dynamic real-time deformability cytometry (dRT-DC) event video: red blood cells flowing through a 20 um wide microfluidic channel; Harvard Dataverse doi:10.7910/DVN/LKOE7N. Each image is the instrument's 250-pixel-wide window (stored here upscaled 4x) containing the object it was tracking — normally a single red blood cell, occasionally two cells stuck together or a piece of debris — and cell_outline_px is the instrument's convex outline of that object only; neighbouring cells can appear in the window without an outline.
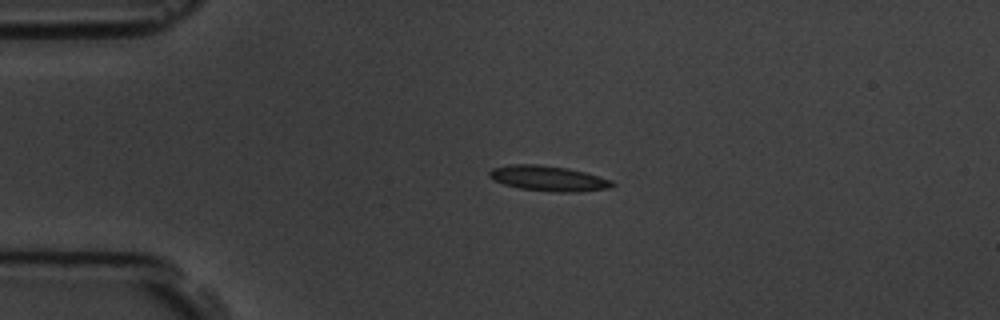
{"species": "common noctule bat (a hibernating species)", "species_latin": "Nyctalus noctula", "temperature_condition": "room temperature", "stored_images_in_passage": 45, "camera_frame_rate_fps": 3000, "um_per_image_px": 0.085, "animal": {"sex": "male", "body_mass_g": 19.5, "forearm_length_mm": 54.6}, "frame": {"image": 1, "passage_image": 1, "time_ms": 0.0, "image_size_px": [1000, 320], "cell_outline_px": [[616, 184], [612, 188], [576, 192], [552, 192], [520, 188], [504, 184], [488, 176], [488, 172], [492, 168], [508, 164], [536, 164], [568, 168], [584, 172], [612, 180]], "centroid_in_image_um": [46.63, 15.16], "position_along_channel_um": 38.4, "area_um2": 18.15}}
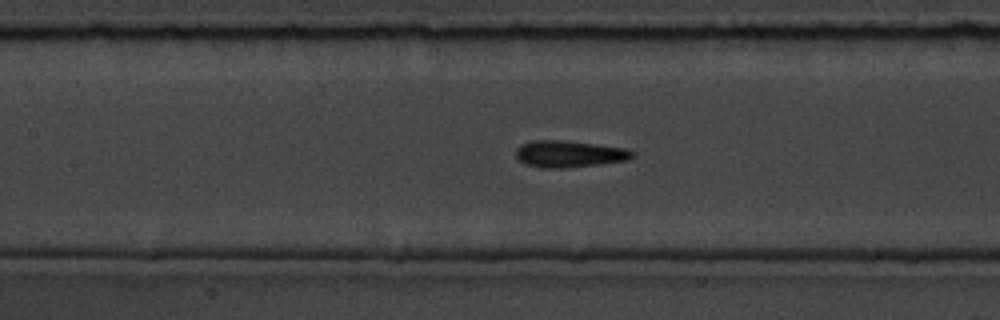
{"frame": {"image": 2, "passage_image": 14, "time_ms": 4.333, "image_size_px": [1000, 320], "cell_outline_px": [[636, 156], [628, 160], [600, 164], [564, 168], [544, 168], [524, 164], [516, 156], [516, 148], [520, 144], [532, 140], [560, 140], [596, 144], [624, 148], [636, 152]], "centroid_in_image_um": [48.39, 13.08], "position_along_channel_um": 159.0, "area_um2": 18.26}}
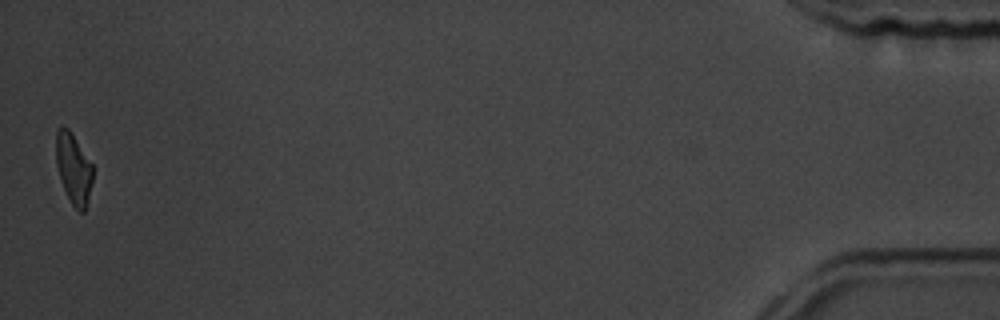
{"frame": {"image": 3, "passage_image": 45, "time_ms": 14.667, "image_size_px": [1000, 320], "cell_outline_px": [[92, 180], [84, 212], [80, 212], [72, 204], [60, 180], [56, 164], [56, 132], [60, 128], [68, 128], [92, 164]], "centroid_in_image_um": [6.23, 14.33], "position_along_channel_um": 429.0, "area_um2": 14.62}, "authors_computed_cell_mechanics": {"area_um2": 17.2822, "velocity_mm_per_s": 3.5366, "shape_relaxation_time_tau1_ms": 4.0043, "shape_relaxation_time_tau2_ms": 2.1433, "deformation_change_tau1": 0.1767, "deformation_change_tau2": 0.0916}}